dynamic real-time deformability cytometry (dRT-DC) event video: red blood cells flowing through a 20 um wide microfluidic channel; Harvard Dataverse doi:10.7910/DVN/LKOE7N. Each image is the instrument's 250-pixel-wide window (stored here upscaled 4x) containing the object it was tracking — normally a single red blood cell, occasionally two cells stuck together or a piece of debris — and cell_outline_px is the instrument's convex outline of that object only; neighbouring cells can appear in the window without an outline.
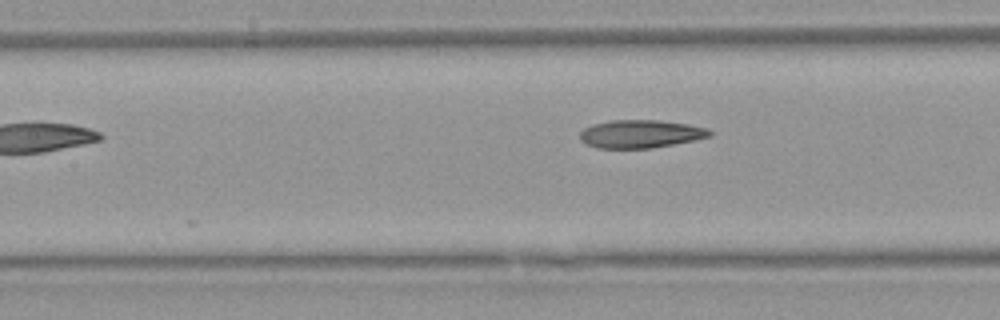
{"species": "Egyptian fruit bat (a non-hibernating species)", "species_latin": "Rousettus aegyptiacus", "temperature_condition": "warm", "stored_images_in_passage": 7, "camera_frame_rate_fps": 3000, "um_per_image_px": 0.085, "animal": {"sex": "female"}, "frame": {"image": 1, "passage_image": 7, "time_ms": 7.333, "image_size_px": [1000, 320], "cell_outline_px": [[712, 136], [696, 140], [652, 148], [596, 148], [584, 144], [580, 140], [580, 132], [584, 128], [592, 124], [612, 120], [660, 120], [688, 124], [708, 128], [712, 132]], "centroid_in_image_um": [54.45, 11.38], "position_along_channel_um": 153.0, "area_um2": 21.44}}